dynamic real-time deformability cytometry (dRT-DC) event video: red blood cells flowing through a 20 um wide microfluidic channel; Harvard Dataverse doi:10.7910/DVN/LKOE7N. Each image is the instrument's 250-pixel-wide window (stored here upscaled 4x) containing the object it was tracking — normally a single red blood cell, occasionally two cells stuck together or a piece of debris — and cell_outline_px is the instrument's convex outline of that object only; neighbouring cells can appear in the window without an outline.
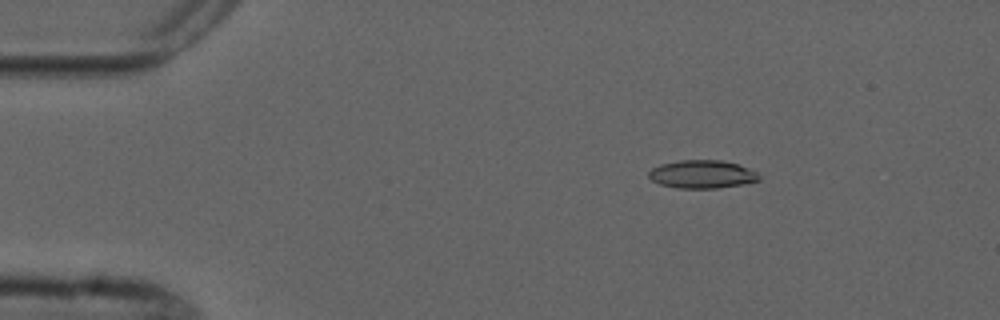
{"species": "common noctule bat (a hibernating species)", "species_latin": "Nyctalus noctula", "temperature_condition": "cold", "stored_images_in_passage": 5, "camera_frame_rate_fps": 3000, "um_per_image_px": 0.085, "animal": {"sex": "male", "forearm_length_mm": 52.5}, "frame": {"image": 1, "passage_image": 3, "time_ms": 2.333, "image_size_px": [1000, 320], "cell_outline_px": [[760, 180], [744, 184], [716, 188], [676, 188], [660, 184], [652, 180], [648, 176], [648, 172], [652, 168], [660, 164], [680, 160], [720, 160], [736, 164], [748, 168], [756, 172], [760, 176]], "centroid_in_image_um": [59.66, 14.81], "position_along_channel_um": 25.3, "area_um2": 18.03}}